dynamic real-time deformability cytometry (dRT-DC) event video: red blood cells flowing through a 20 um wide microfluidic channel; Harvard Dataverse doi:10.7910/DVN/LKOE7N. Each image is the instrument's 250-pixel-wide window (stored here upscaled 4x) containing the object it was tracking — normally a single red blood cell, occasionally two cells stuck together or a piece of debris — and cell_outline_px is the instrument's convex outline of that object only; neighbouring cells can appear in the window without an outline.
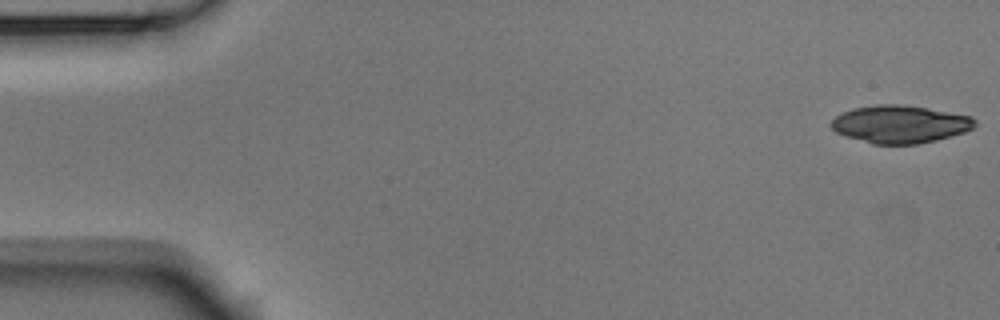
{"species": "Egyptian fruit bat (a non-hibernating species)", "species_latin": "Rousettus aegyptiacus", "temperature_condition": "room temperature", "stored_images_in_passage": 4, "camera_frame_rate_fps": 3000, "um_per_image_px": 0.085, "animal": {"sex": "male"}, "frame": {"image": 1, "passage_image": 1, "time_ms": 0.0, "image_size_px": [1000, 320], "cell_outline_px": [[976, 124], [972, 128], [964, 132], [936, 140], [916, 144], [872, 144], [844, 136], [836, 132], [828, 124], [836, 116], [852, 108], [876, 104], [900, 104], [928, 108], [972, 116], [976, 120]], "centroid_in_image_um": [76.47, 10.55], "position_along_channel_um": 8.5, "area_um2": 31.67}}
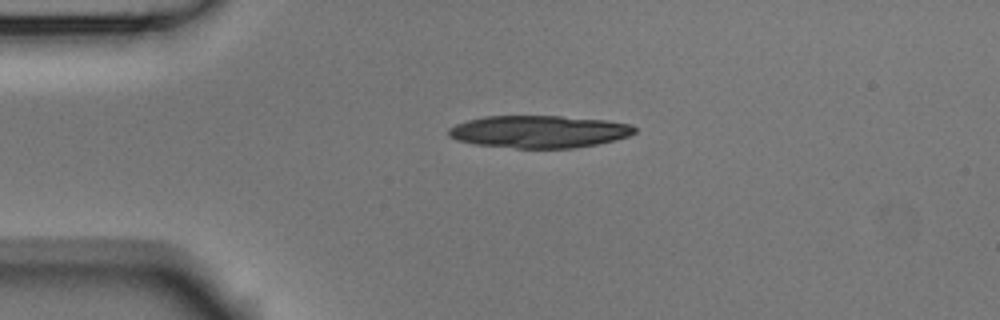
{"frame": {"image": 2, "passage_image": 4, "time_ms": 1.0, "image_size_px": [1000, 320], "cell_outline_px": [[636, 132], [628, 136], [596, 144], [572, 148], [516, 148], [476, 144], [456, 140], [448, 136], [448, 128], [456, 124], [468, 120], [484, 116], [560, 116], [608, 120], [632, 124], [636, 128]], "centroid_in_image_um": [45.81, 11.18], "position_along_channel_um": 39.2, "area_um2": 35.08}}